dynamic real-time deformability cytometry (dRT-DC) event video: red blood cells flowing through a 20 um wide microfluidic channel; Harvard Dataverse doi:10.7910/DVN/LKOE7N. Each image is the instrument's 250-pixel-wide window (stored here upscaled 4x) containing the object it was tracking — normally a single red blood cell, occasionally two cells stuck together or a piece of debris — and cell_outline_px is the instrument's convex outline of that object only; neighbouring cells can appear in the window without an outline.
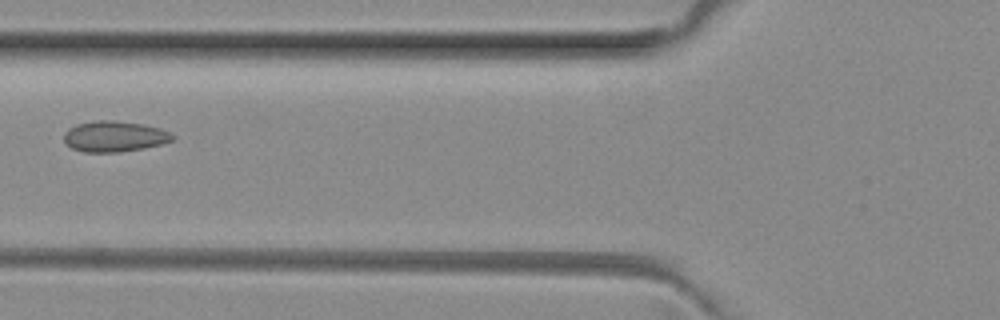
{"species": "common noctule bat (a hibernating species)", "species_latin": "Nyctalus noctula", "temperature_condition": "room temperature", "stored_images_in_passage": 4, "camera_frame_rate_fps": 3000, "um_per_image_px": 0.085, "animal": {"sex": "female", "body_mass_g": 29.2, "forearm_length_mm": 56.3}, "frame": {"image": 1, "passage_image": 3, "time_ms": 0.667, "image_size_px": [1000, 320], "cell_outline_px": [[176, 136], [172, 140], [160, 144], [144, 148], [120, 152], [84, 152], [72, 148], [64, 140], [64, 132], [68, 128], [76, 124], [96, 120], [112, 120], [144, 124], [160, 128], [172, 132]], "centroid_in_image_um": [9.74, 11.58], "position_along_channel_um": 116.1, "area_um2": 19.59}}
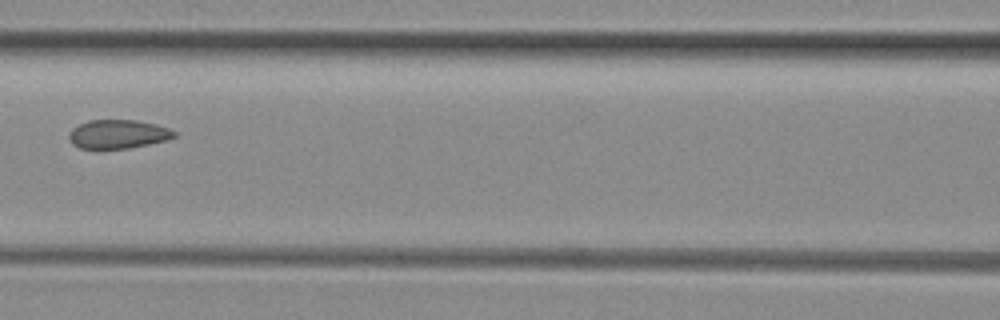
{"frame": {"image": 2, "passage_image": 4, "time_ms": 1.0, "image_size_px": [1000, 320], "cell_outline_px": [[176, 136], [168, 140], [128, 148], [80, 148], [72, 144], [68, 136], [72, 128], [88, 120], [136, 120], [156, 124], [168, 128], [176, 132]], "centroid_in_image_um": [10.04, 11.39], "position_along_channel_um": 156.6, "area_um2": 17.57}}